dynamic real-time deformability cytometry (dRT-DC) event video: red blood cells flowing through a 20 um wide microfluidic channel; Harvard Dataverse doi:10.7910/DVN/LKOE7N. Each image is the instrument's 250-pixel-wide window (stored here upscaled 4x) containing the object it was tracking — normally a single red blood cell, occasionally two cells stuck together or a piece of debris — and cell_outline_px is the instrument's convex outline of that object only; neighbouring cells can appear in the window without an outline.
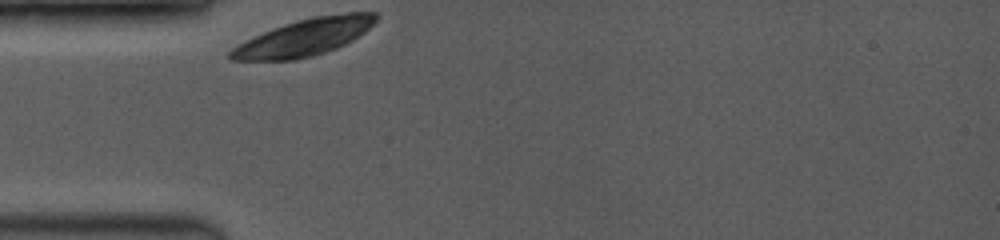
{"species": "common noctule bat (a hibernating species)", "species_latin": "Nyctalus noctula", "temperature_condition": "room temperature", "stored_images_in_passage": 3, "camera_frame_rate_fps": 3500, "um_per_image_px": 0.085, "animal": {"sex": "female", "body_mass_g": 19.0, "forearm_length_mm": 53.3}, "frame": {"image": 1, "passage_image": 1, "time_ms": 0.0, "image_size_px": [1000, 240], "cell_outline_px": [[380, 16], [364, 32], [352, 40], [336, 48], [312, 56], [296, 60], [228, 60], [228, 52], [232, 48], [252, 36], [272, 28], [296, 20], [312, 16], [344, 12], [376, 12]], "centroid_in_image_um": [25.85, 3.16], "position_along_channel_um": 59.2, "area_um2": 31.39}}